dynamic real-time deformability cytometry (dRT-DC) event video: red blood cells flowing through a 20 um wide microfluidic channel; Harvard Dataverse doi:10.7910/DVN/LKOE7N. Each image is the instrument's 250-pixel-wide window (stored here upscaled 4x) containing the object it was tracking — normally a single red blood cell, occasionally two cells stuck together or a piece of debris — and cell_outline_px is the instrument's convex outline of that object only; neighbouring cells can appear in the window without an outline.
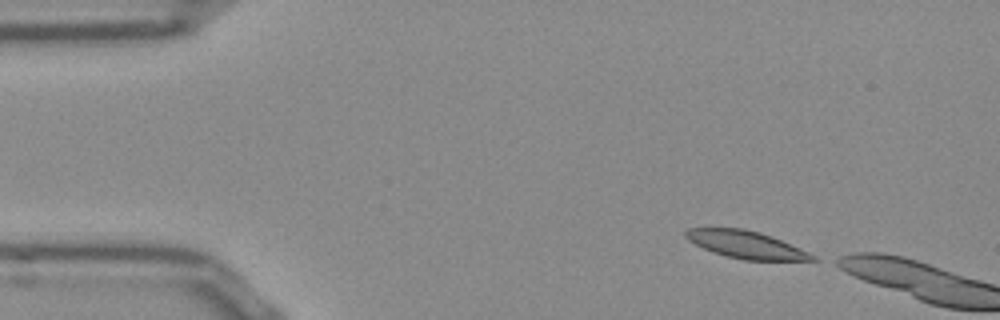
{"species": "Egyptian fruit bat (a non-hibernating species)", "species_latin": "Rousettus aegyptiacus", "temperature_condition": "room temperature", "stored_images_in_passage": 6, "camera_frame_rate_fps": 3000, "um_per_image_px": 0.085, "frame": {"image": 1, "passage_image": 2, "time_ms": 0.333, "image_size_px": [1000, 320], "cell_outline_px": [[820, 260], [744, 260], [712, 252], [688, 240], [684, 236], [684, 232], [688, 228], [744, 228], [760, 232], [772, 236], [808, 252], [816, 256]], "centroid_in_image_um": [63.4, 20.78], "position_along_channel_um": 21.6, "area_um2": 20.11}}